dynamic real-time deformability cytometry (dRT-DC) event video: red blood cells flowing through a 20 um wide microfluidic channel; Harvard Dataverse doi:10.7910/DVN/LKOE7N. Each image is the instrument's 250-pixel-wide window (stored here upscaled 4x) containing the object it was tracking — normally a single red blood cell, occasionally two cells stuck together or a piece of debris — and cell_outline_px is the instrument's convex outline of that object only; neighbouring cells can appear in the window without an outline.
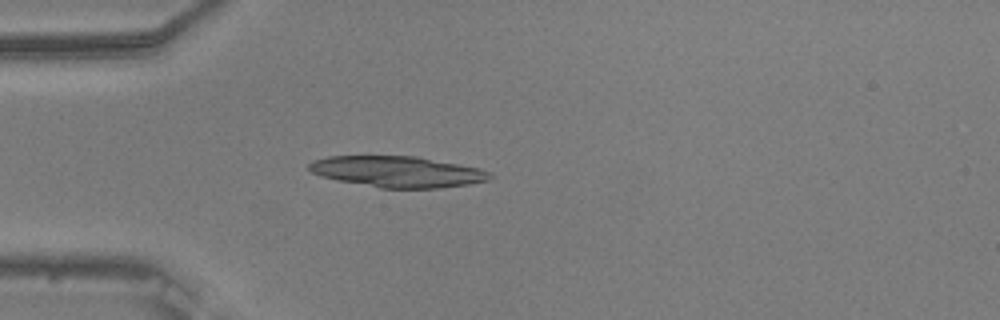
{"species": "common noctule bat (a hibernating species)", "species_latin": "Nyctalus noctula", "temperature_condition": "warm", "stored_images_in_passage": 26, "camera_frame_rate_fps": 3000, "um_per_image_px": 0.085, "animal": {"sex": "male", "body_mass_g": 20.5, "forearm_length_mm": 52.5}, "frame": {"image": 1, "passage_image": 1, "time_ms": 0.0, "image_size_px": [1000, 320], "cell_outline_px": [[492, 176], [488, 180], [468, 184], [440, 188], [380, 188], [336, 180], [320, 176], [312, 172], [308, 168], [308, 164], [312, 160], [328, 156], [416, 156], [480, 168], [488, 172]], "centroid_in_image_um": [33.74, 14.59], "position_along_channel_um": 51.3, "area_um2": 32.71}}